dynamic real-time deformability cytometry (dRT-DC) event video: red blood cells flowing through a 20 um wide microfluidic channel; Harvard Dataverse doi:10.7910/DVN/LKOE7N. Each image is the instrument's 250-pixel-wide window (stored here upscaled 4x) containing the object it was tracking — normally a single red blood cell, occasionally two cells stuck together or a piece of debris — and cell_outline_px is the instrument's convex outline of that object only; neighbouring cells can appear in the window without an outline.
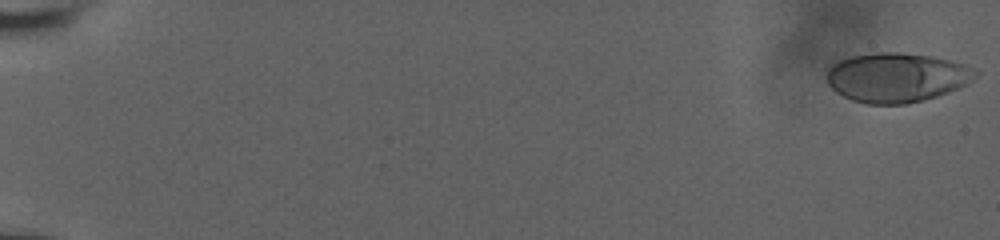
{"species": "human", "species_latin": "Homo sapiens", "temperature_condition": "room temperature", "stored_images_in_passage": 21, "camera_frame_rate_fps": 3000, "um_per_image_px": 0.085, "donor": {"sex": "male"}, "frame": {"image": 1, "passage_image": 1, "time_ms": 0.0, "image_size_px": [1000, 240], "cell_outline_px": [[980, 72], [972, 80], [948, 92], [924, 100], [904, 104], [864, 104], [852, 100], [836, 92], [828, 84], [828, 68], [832, 64], [840, 60], [852, 56], [876, 52], [900, 52], [932, 56], [964, 64], [976, 68]], "centroid_in_image_um": [76.22, 6.58], "position_along_channel_um": 8.8, "area_um2": 42.77}}
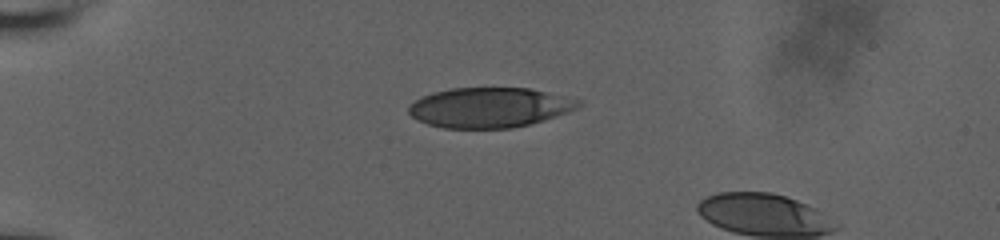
{"frame": {"image": 2, "passage_image": 17, "time_ms": 5.333, "image_size_px": [1000, 240], "cell_outline_px": [[584, 104], [568, 112], [544, 120], [512, 128], [444, 128], [428, 124], [416, 120], [408, 112], [408, 104], [420, 96], [432, 92], [452, 88], [528, 88], [584, 100]], "centroid_in_image_um": [41.59, 9.13], "position_along_channel_um": 43.4, "area_um2": 39.82}}